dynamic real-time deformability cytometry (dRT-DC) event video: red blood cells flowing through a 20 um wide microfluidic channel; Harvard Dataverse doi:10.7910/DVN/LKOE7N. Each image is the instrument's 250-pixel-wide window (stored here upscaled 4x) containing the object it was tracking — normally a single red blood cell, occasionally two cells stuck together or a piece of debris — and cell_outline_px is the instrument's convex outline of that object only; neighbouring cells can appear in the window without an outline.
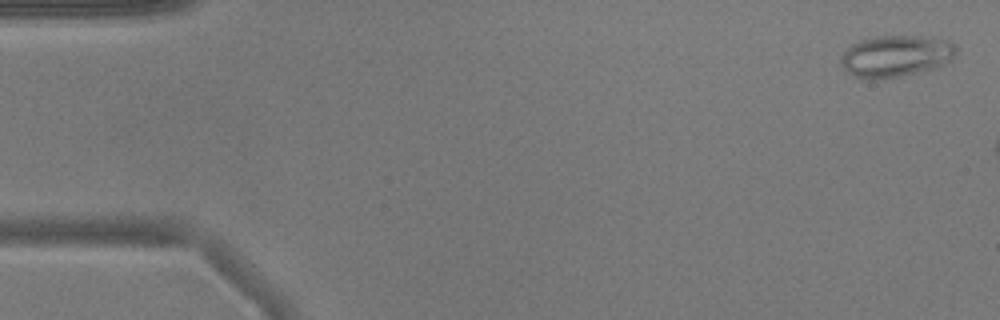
{"species": "common noctule bat (a hibernating species)", "species_latin": "Nyctalus noctula", "temperature_condition": "warm", "stored_images_in_passage": 9, "camera_frame_rate_fps": 3000, "um_per_image_px": 0.085, "animal": {"sex": "male", "body_mass_g": 17.9}, "frame": {"image": 1, "passage_image": 2, "time_ms": 0.333, "image_size_px": [1000, 320], "cell_outline_px": [[956, 52], [948, 60], [940, 64], [928, 68], [900, 76], [876, 80], [872, 80], [856, 76], [848, 72], [840, 64], [840, 56], [852, 44], [860, 40], [880, 36], [920, 36], [948, 40], [956, 48]], "centroid_in_image_um": [76.06, 4.75], "position_along_channel_um": 8.9, "area_um2": 27.28}}